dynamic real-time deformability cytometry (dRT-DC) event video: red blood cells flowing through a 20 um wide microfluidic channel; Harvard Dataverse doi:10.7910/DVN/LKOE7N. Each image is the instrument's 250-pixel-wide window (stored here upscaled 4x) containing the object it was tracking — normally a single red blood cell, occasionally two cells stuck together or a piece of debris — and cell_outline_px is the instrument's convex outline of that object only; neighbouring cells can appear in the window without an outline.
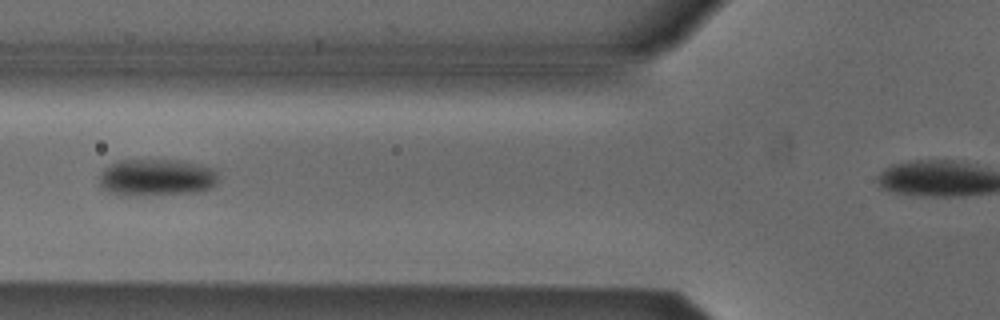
{"species": "Egyptian fruit bat (a non-hibernating species)", "species_latin": "Rousettus aegyptiacus", "temperature_condition": "cold", "stored_images_in_passage": 4, "camera_frame_rate_fps": 3000, "um_per_image_px": 0.085, "animal": {"sex": "male"}, "frame": {"image": 1, "passage_image": 4, "time_ms": 3.333, "image_size_px": [1000, 320], "cell_outline_px": [[216, 184], [212, 188], [196, 192], [140, 196], [116, 196], [100, 188], [100, 172], [104, 168], [120, 160], [180, 160], [200, 164], [216, 168]], "centroid_in_image_um": [13.28, 15.1], "position_along_channel_um": 112.5, "area_um2": 26.18}}